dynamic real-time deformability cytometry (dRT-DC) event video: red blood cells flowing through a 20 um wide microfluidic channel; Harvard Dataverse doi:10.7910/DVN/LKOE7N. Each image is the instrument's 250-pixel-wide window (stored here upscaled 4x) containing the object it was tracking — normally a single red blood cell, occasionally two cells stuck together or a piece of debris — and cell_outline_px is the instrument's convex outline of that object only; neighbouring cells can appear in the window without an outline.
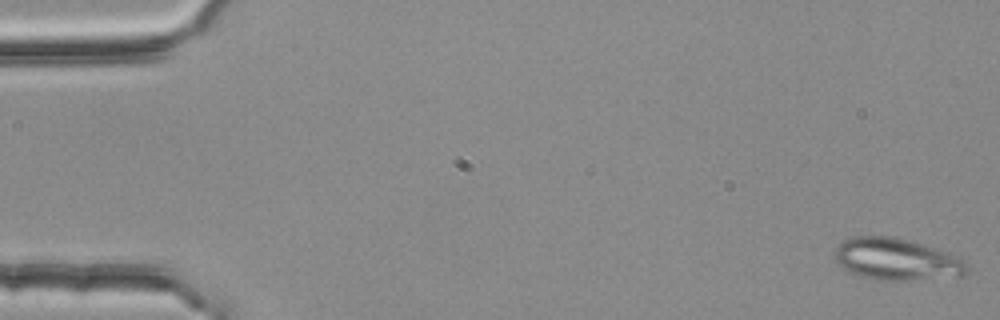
{"species": "common noctule bat (a hibernating species)", "species_latin": "Nyctalus noctula", "temperature_condition": "room temperature", "stored_images_in_passage": 10, "camera_frame_rate_fps": 3000, "um_per_image_px": 0.085, "animal": {"sex": "female", "body_mass_g": 25.1}, "frame": {"image": 1, "passage_image": 1, "time_ms": 0.0, "image_size_px": [1000, 320], "cell_outline_px": [[968, 272], [960, 276], [912, 280], [876, 280], [860, 276], [836, 264], [832, 260], [832, 256], [836, 248], [844, 240], [852, 236], [896, 236], [912, 240], [960, 256], [968, 264]], "centroid_in_image_um": [76.21, 22.03], "position_along_channel_um": 8.8, "area_um2": 32.89}}